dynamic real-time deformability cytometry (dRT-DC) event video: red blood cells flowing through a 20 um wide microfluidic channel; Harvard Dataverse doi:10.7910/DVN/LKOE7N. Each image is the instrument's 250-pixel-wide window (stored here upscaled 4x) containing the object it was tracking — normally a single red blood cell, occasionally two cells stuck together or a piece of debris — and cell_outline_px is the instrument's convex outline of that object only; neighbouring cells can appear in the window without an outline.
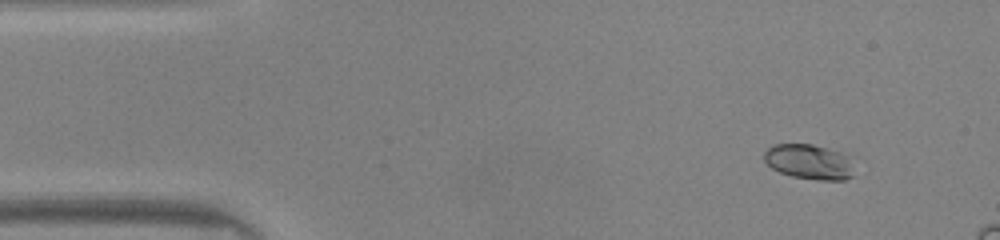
{"species": "common noctule bat (a hibernating species)", "species_latin": "Nyctalus noctula", "temperature_condition": "warm", "stored_images_in_passage": 41, "camera_frame_rate_fps": 3000, "um_per_image_px": 0.085, "animal": {"sex": "male", "body_mass_g": 20.0, "forearm_length_mm": 53.3}, "frame": {"image": 1, "passage_image": 1, "time_ms": 0.0, "image_size_px": [1000, 240], "cell_outline_px": [[852, 176], [844, 180], [816, 180], [792, 176], [780, 172], [772, 168], [764, 160], [764, 152], [768, 148], [776, 144], [812, 144], [828, 148], [840, 152], [844, 156]], "centroid_in_image_um": [68.67, 13.75], "position_along_channel_um": 16.3, "area_um2": 17.8}}
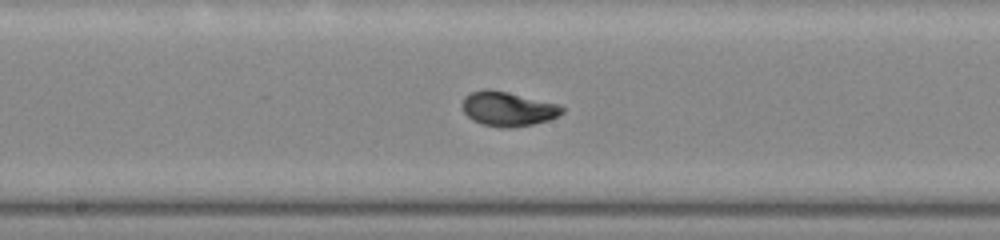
{"frame": {"image": 2, "passage_image": 21, "time_ms": 6.667, "image_size_px": [1000, 240], "cell_outline_px": [[564, 112], [548, 120], [532, 124], [512, 128], [500, 128], [484, 124], [472, 120], [464, 112], [460, 104], [464, 96], [472, 92], [484, 88], [492, 88], [560, 104], [564, 108]], "centroid_in_image_um": [43.15, 9.23], "position_along_channel_um": 205.1, "area_um2": 20.35}}
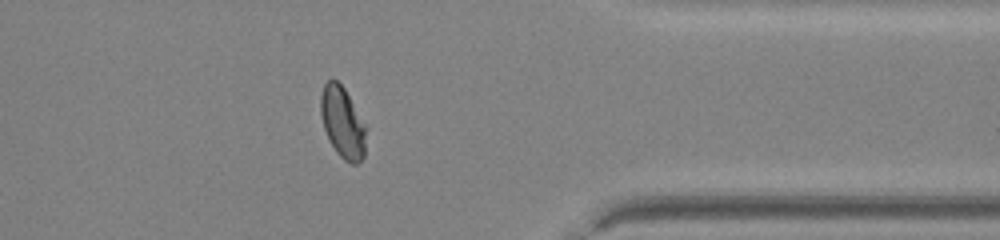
{"frame": {"image": 3, "passage_image": 35, "time_ms": 11.333, "image_size_px": [1000, 240], "cell_outline_px": [[368, 128], [364, 156], [356, 164], [352, 164], [344, 160], [336, 152], [324, 128], [320, 112], [320, 96], [324, 84], [328, 80], [336, 80], [344, 88]], "centroid_in_image_um": [29.15, 10.42], "position_along_channel_um": 382.3, "area_um2": 18.9}, "authors_computed_cell_mechanics": {"area_um2": 18.9006, "velocity_mm_per_s": 4.1396, "shape_relaxation_time_tau1_ms": 4.0823, "shape_relaxation_time_tau2_ms": null, "deformation_change_tau1": 0.1731, "deformation_change_tau2": null}}